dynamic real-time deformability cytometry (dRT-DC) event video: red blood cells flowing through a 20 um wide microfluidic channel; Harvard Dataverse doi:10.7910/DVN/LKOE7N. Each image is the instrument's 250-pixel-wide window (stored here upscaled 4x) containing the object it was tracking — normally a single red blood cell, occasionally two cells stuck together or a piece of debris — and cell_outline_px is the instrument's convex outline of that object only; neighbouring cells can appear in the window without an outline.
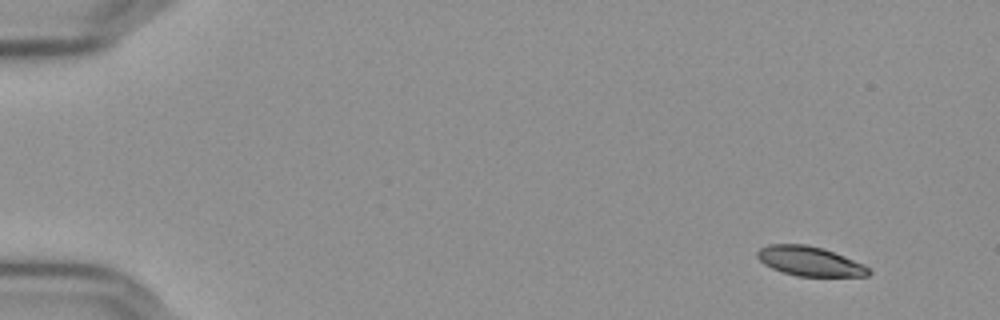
{"species": "Egyptian fruit bat (a non-hibernating species)", "species_latin": "Rousettus aegyptiacus", "temperature_condition": "cold", "stored_images_in_passage": 5, "camera_frame_rate_fps": 3000, "um_per_image_px": 0.085, "frame": {"image": 1, "passage_image": 1, "time_ms": 0.0, "image_size_px": [1000, 320], "cell_outline_px": [[872, 272], [868, 276], [796, 276], [772, 268], [764, 264], [756, 256], [756, 252], [760, 248], [768, 244], [804, 244], [824, 248], [864, 264]], "centroid_in_image_um": [68.82, 22.2], "position_along_channel_um": 16.2, "area_um2": 19.13}}
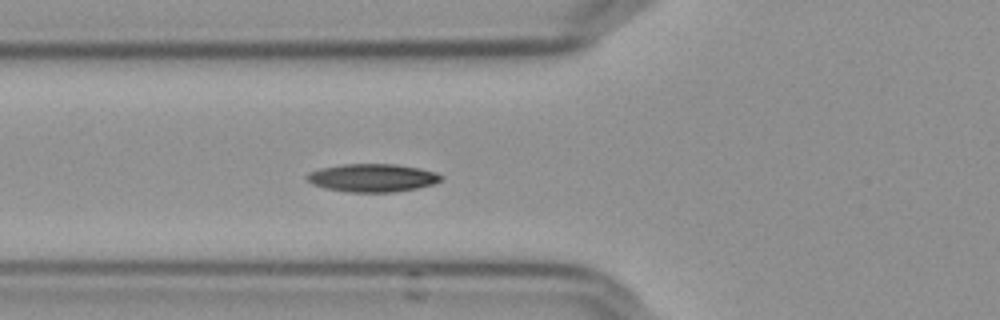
{"frame": {"image": 2, "passage_image": 5, "time_ms": 1.333, "image_size_px": [1000, 320], "cell_outline_px": [[444, 176], [440, 180], [432, 184], [416, 188], [392, 192], [348, 192], [324, 188], [312, 184], [304, 176], [308, 172], [320, 168], [344, 164], [396, 164], [420, 168], [436, 172]], "centroid_in_image_um": [31.62, 15.11], "position_along_channel_um": 94.2, "area_um2": 21.96}}